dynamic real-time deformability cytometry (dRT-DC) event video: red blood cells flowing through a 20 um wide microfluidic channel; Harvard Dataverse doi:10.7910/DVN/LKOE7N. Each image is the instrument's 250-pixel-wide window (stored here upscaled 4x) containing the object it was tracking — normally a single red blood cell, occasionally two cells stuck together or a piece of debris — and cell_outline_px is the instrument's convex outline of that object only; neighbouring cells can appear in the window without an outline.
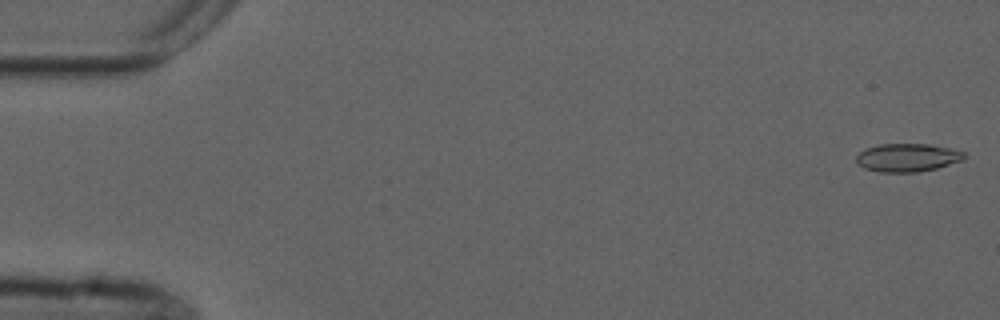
{"species": "common noctule bat (a hibernating species)", "species_latin": "Nyctalus noctula", "temperature_condition": "cold", "stored_images_in_passage": 19, "camera_frame_rate_fps": 3000, "um_per_image_px": 0.085, "animal": {"sex": "male", "forearm_length_mm": 52.5}, "frame": {"image": 1, "passage_image": 1, "time_ms": 0.0, "image_size_px": [1000, 320], "cell_outline_px": [[964, 160], [936, 168], [920, 172], [880, 172], [864, 168], [856, 164], [856, 156], [864, 148], [880, 144], [928, 144], [952, 148], [964, 152]], "centroid_in_image_um": [77.11, 13.39], "position_along_channel_um": 7.9, "area_um2": 17.86}}
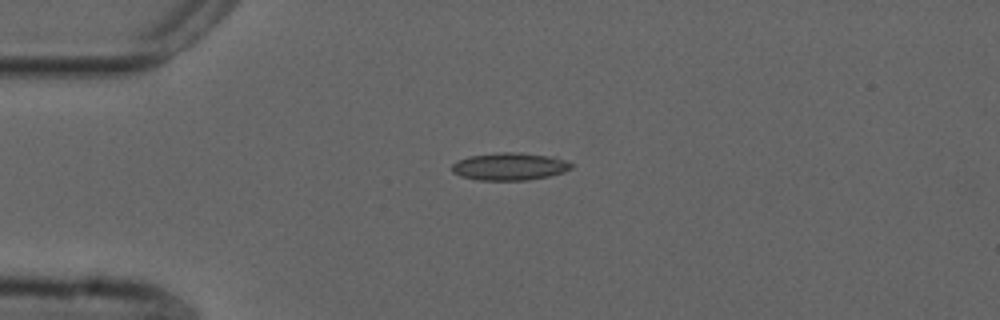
{"frame": {"image": 2, "passage_image": 13, "time_ms": 4.0, "image_size_px": [1000, 320], "cell_outline_px": [[572, 168], [564, 172], [548, 176], [528, 180], [476, 180], [460, 176], [452, 172], [452, 164], [456, 160], [468, 156], [500, 152], [520, 152], [556, 156], [572, 164]], "centroid_in_image_um": [43.3, 14.14], "position_along_channel_um": 41.7, "area_um2": 19.42}}